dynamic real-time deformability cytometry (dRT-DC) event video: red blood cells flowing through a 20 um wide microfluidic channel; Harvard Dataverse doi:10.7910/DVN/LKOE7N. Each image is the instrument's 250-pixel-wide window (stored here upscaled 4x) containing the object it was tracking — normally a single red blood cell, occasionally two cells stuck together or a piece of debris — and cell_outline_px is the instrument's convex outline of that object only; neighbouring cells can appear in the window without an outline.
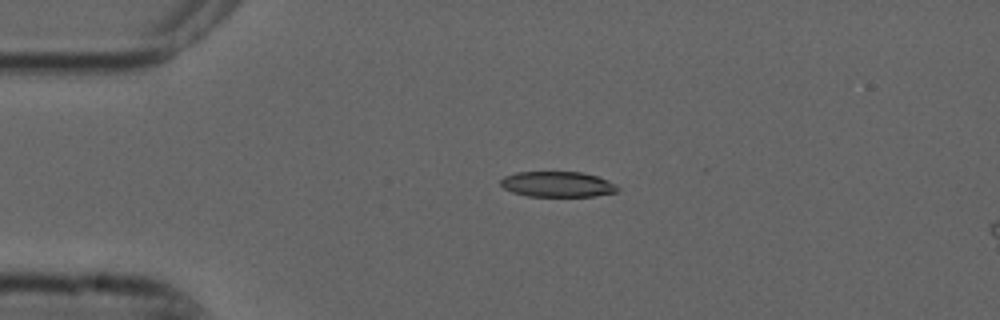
{"species": "common noctule bat (a hibernating species)", "species_latin": "Nyctalus noctula", "temperature_condition": "cold", "stored_images_in_passage": 7, "camera_frame_rate_fps": 3000, "um_per_image_px": 0.085, "animal": {"sex": "male", "forearm_length_mm": 52.5}, "frame": {"image": 1, "passage_image": 3, "time_ms": 0.667, "image_size_px": [1000, 320], "cell_outline_px": [[620, 192], [596, 196], [528, 196], [512, 192], [504, 188], [500, 184], [500, 180], [504, 176], [516, 172], [584, 172], [608, 180], [616, 184], [620, 188]], "centroid_in_image_um": [47.43, 15.66], "position_along_channel_um": 37.6, "area_um2": 17.57}}
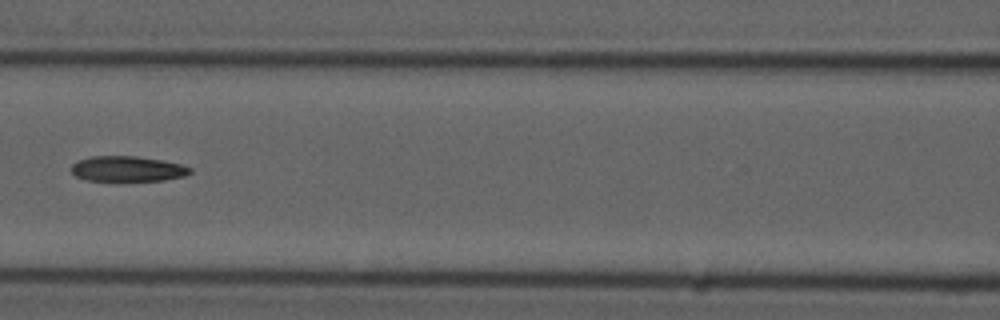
{"frame": {"image": 2, "passage_image": 6, "time_ms": 1.667, "image_size_px": [1000, 320], "cell_outline_px": [[192, 172], [184, 176], [164, 180], [84, 180], [76, 176], [72, 172], [72, 164], [80, 160], [92, 156], [136, 156], [160, 160], [180, 164], [192, 168]], "centroid_in_image_um": [10.84, 14.35], "position_along_channel_um": 155.8, "area_um2": 17.28}}
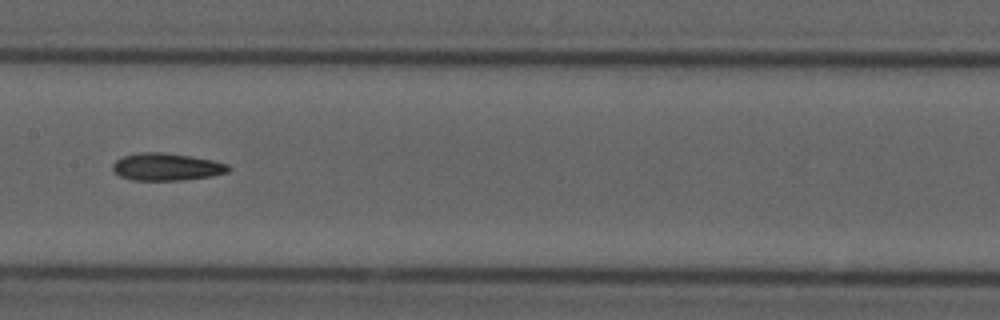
{"frame": {"image": 3, "passage_image": 7, "time_ms": 2.0, "image_size_px": [1000, 320], "cell_outline_px": [[232, 168], [228, 172], [212, 176], [180, 180], [132, 180], [120, 176], [112, 168], [112, 164], [116, 160], [124, 156], [140, 152], [164, 152], [192, 156], [212, 160], [228, 164]], "centroid_in_image_um": [14.18, 14.18], "position_along_channel_um": 193.2, "area_um2": 18.5}}